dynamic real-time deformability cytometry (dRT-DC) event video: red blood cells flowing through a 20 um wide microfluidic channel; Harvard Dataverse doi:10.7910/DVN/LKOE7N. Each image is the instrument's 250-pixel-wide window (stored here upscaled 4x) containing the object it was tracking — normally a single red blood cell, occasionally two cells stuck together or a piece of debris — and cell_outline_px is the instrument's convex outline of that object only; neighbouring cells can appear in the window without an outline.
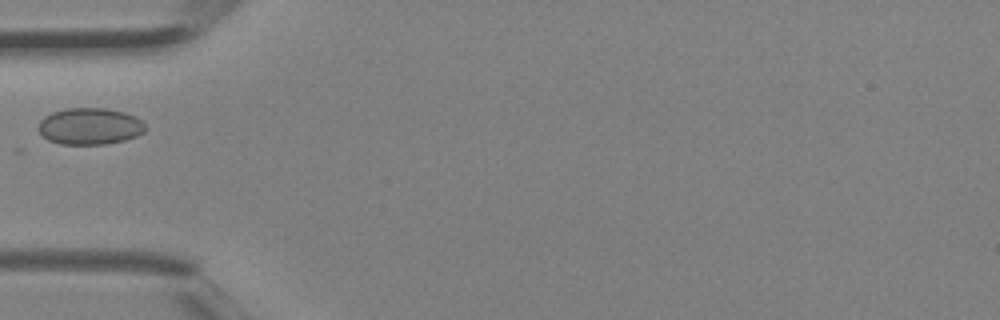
{"species": "Egyptian fruit bat (a non-hibernating species)", "species_latin": "Rousettus aegyptiacus", "temperature_condition": "room temperature", "stored_images_in_passage": 1, "camera_frame_rate_fps": 3000, "um_per_image_px": 0.085, "animal": {"sex": "female"}, "frame": {"image": 1, "passage_image": 1, "time_ms": 0.0, "image_size_px": [1000, 320], "cell_outline_px": [[144, 132], [136, 136], [124, 140], [108, 144], [60, 144], [48, 140], [36, 128], [40, 120], [44, 116], [52, 112], [64, 108], [104, 108], [124, 112], [140, 120], [144, 124]], "centroid_in_image_um": [7.58, 10.73], "position_along_channel_um": 77.4, "area_um2": 22.83}}